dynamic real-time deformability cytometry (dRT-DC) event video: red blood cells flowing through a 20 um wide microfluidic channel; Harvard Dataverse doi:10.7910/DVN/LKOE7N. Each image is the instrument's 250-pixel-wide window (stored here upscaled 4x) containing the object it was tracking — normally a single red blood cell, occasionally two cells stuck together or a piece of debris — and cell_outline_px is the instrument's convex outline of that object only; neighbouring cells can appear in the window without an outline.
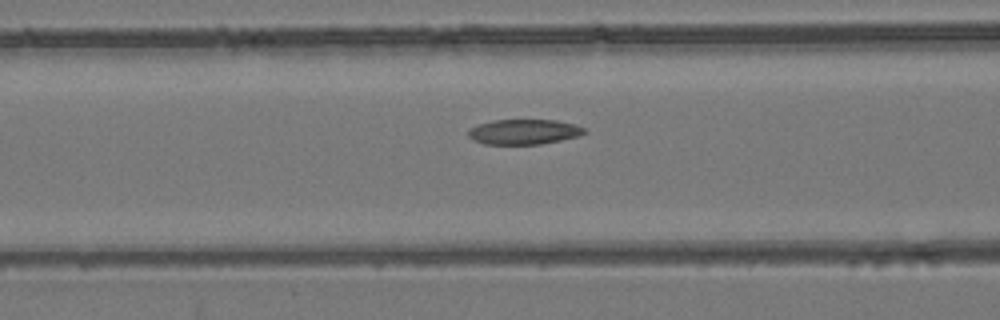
{"species": "common noctule bat (a hibernating species)", "species_latin": "Nyctalus noctula", "temperature_condition": "room temperature", "stored_images_in_passage": 56, "segment_of_instrument_passage": [1, 2], "camera_frame_rate_fps": 3000, "um_per_image_px": 0.085, "animal": {"sex": "female", "body_mass_g": 24.6, "forearm_length_mm": 56.2}, "frame": {"image": 1, "passage_image": 23, "time_ms": 7.333, "image_size_px": [1000, 320], "cell_outline_px": [[588, 132], [580, 136], [540, 144], [484, 144], [472, 140], [468, 136], [468, 128], [492, 120], [556, 120], [576, 124], [584, 128]], "centroid_in_image_um": [44.54, 11.2], "position_along_channel_um": 122.1, "area_um2": 17.11}}
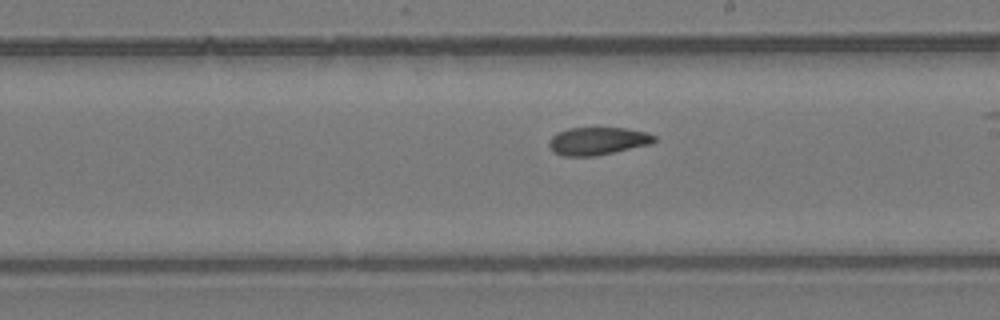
{"frame": {"image": 2, "passage_image": 32, "time_ms": 10.333, "image_size_px": [1000, 320], "cell_outline_px": [[656, 140], [652, 144], [596, 156], [564, 156], [552, 152], [548, 144], [548, 140], [556, 132], [568, 128], [624, 128], [648, 132], [656, 136]], "centroid_in_image_um": [50.79, 11.99], "position_along_channel_um": 238.2, "area_um2": 17.28}}
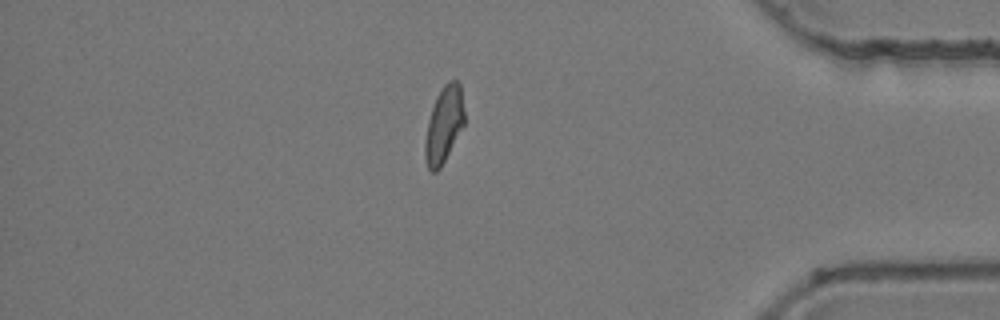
{"frame": {"image": 3, "passage_image": 47, "time_ms": 15.333, "image_size_px": [1000, 320], "cell_outline_px": [[464, 124], [440, 168], [436, 172], [432, 172], [428, 168], [424, 156], [424, 144], [428, 120], [436, 96], [444, 84], [448, 80], [460, 80], [464, 112]], "centroid_in_image_um": [37.72, 10.57], "position_along_channel_um": 397.5, "area_um2": 17.46}}